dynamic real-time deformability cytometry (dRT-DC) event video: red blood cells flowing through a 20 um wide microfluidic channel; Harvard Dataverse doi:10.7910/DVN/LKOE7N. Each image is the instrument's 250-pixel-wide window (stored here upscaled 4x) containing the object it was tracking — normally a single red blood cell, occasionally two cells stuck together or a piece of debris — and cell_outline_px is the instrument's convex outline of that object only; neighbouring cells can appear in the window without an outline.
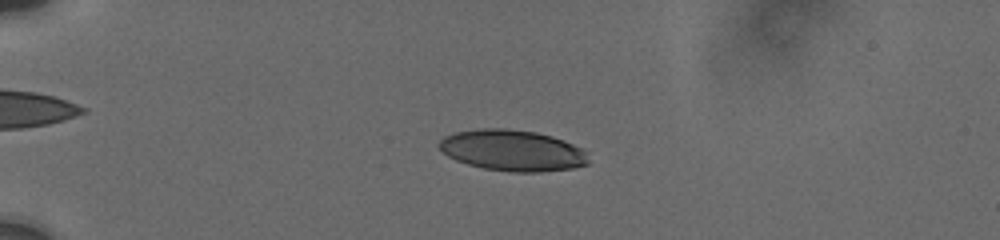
{"species": "human", "species_latin": "Homo sapiens", "temperature_condition": "cold", "stored_images_in_passage": 7, "camera_frame_rate_fps": 3000, "um_per_image_px": 0.085, "donor": {"sex": "male"}, "frame": {"image": 1, "passage_image": 4, "time_ms": 3.0, "image_size_px": [1000, 240], "cell_outline_px": [[588, 164], [572, 168], [540, 172], [508, 172], [484, 168], [468, 164], [456, 160], [448, 156], [436, 144], [444, 136], [456, 132], [480, 128], [504, 128], [536, 132], [552, 136], [564, 140], [588, 152]], "centroid_in_image_um": [43.56, 12.78], "position_along_channel_um": 41.4, "area_um2": 35.84}}
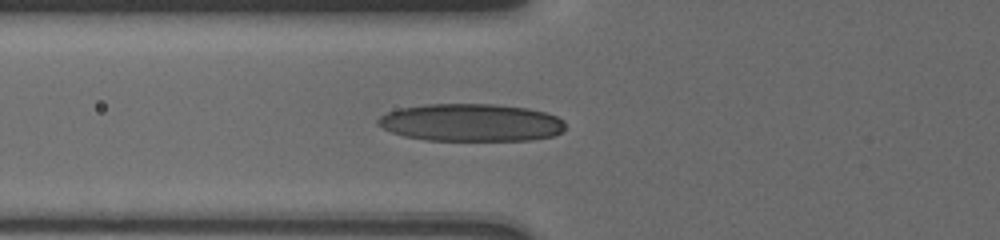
{"frame": {"image": 2, "passage_image": 7, "time_ms": 5.667, "image_size_px": [1000, 240], "cell_outline_px": [[564, 132], [552, 136], [532, 140], [424, 140], [404, 136], [392, 132], [376, 124], [376, 120], [380, 116], [388, 112], [400, 108], [424, 104], [492, 104], [528, 108], [544, 112], [556, 116], [564, 120]], "centroid_in_image_um": [40.04, 10.42], "position_along_channel_um": 85.8, "area_um2": 41.15}}